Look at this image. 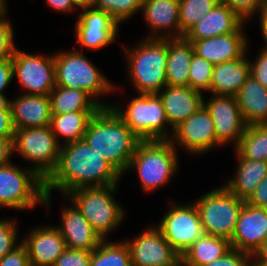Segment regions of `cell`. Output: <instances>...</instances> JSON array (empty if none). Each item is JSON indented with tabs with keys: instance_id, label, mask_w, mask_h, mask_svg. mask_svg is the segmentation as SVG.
Here are the masks:
<instances>
[{
	"instance_id": "obj_4",
	"label": "cell",
	"mask_w": 267,
	"mask_h": 266,
	"mask_svg": "<svg viewBox=\"0 0 267 266\" xmlns=\"http://www.w3.org/2000/svg\"><path fill=\"white\" fill-rule=\"evenodd\" d=\"M56 86L87 92L101 107L110 104L101 102L100 96L119 89L96 67L81 50L54 53ZM99 97V98H98Z\"/></svg>"
},
{
	"instance_id": "obj_3",
	"label": "cell",
	"mask_w": 267,
	"mask_h": 266,
	"mask_svg": "<svg viewBox=\"0 0 267 266\" xmlns=\"http://www.w3.org/2000/svg\"><path fill=\"white\" fill-rule=\"evenodd\" d=\"M122 47L136 94H158L167 85L168 39L145 37L130 48Z\"/></svg>"
},
{
	"instance_id": "obj_36",
	"label": "cell",
	"mask_w": 267,
	"mask_h": 266,
	"mask_svg": "<svg viewBox=\"0 0 267 266\" xmlns=\"http://www.w3.org/2000/svg\"><path fill=\"white\" fill-rule=\"evenodd\" d=\"M213 68L212 63L194 53L189 66L188 86L201 93L209 92Z\"/></svg>"
},
{
	"instance_id": "obj_2",
	"label": "cell",
	"mask_w": 267,
	"mask_h": 266,
	"mask_svg": "<svg viewBox=\"0 0 267 266\" xmlns=\"http://www.w3.org/2000/svg\"><path fill=\"white\" fill-rule=\"evenodd\" d=\"M83 139L122 176L141 141L111 106L101 107L92 116Z\"/></svg>"
},
{
	"instance_id": "obj_17",
	"label": "cell",
	"mask_w": 267,
	"mask_h": 266,
	"mask_svg": "<svg viewBox=\"0 0 267 266\" xmlns=\"http://www.w3.org/2000/svg\"><path fill=\"white\" fill-rule=\"evenodd\" d=\"M267 232V209L252 206L245 201L230 239L233 249L253 254L264 243Z\"/></svg>"
},
{
	"instance_id": "obj_7",
	"label": "cell",
	"mask_w": 267,
	"mask_h": 266,
	"mask_svg": "<svg viewBox=\"0 0 267 266\" xmlns=\"http://www.w3.org/2000/svg\"><path fill=\"white\" fill-rule=\"evenodd\" d=\"M112 109L141 140H169L172 128L167 121L163 103L158 94H137L126 107L117 103Z\"/></svg>"
},
{
	"instance_id": "obj_25",
	"label": "cell",
	"mask_w": 267,
	"mask_h": 266,
	"mask_svg": "<svg viewBox=\"0 0 267 266\" xmlns=\"http://www.w3.org/2000/svg\"><path fill=\"white\" fill-rule=\"evenodd\" d=\"M249 76L250 63L245 53L241 58L214 65L209 92L235 97Z\"/></svg>"
},
{
	"instance_id": "obj_28",
	"label": "cell",
	"mask_w": 267,
	"mask_h": 266,
	"mask_svg": "<svg viewBox=\"0 0 267 266\" xmlns=\"http://www.w3.org/2000/svg\"><path fill=\"white\" fill-rule=\"evenodd\" d=\"M194 53L193 44L184 37L168 39L167 85L188 86L189 66Z\"/></svg>"
},
{
	"instance_id": "obj_49",
	"label": "cell",
	"mask_w": 267,
	"mask_h": 266,
	"mask_svg": "<svg viewBox=\"0 0 267 266\" xmlns=\"http://www.w3.org/2000/svg\"><path fill=\"white\" fill-rule=\"evenodd\" d=\"M253 266H265L267 264V243L261 247L252 256Z\"/></svg>"
},
{
	"instance_id": "obj_9",
	"label": "cell",
	"mask_w": 267,
	"mask_h": 266,
	"mask_svg": "<svg viewBox=\"0 0 267 266\" xmlns=\"http://www.w3.org/2000/svg\"><path fill=\"white\" fill-rule=\"evenodd\" d=\"M205 193L193 203L198 209L204 233L231 239L244 200L225 185Z\"/></svg>"
},
{
	"instance_id": "obj_14",
	"label": "cell",
	"mask_w": 267,
	"mask_h": 266,
	"mask_svg": "<svg viewBox=\"0 0 267 266\" xmlns=\"http://www.w3.org/2000/svg\"><path fill=\"white\" fill-rule=\"evenodd\" d=\"M124 241L130 251L132 266H171L181 258L155 225Z\"/></svg>"
},
{
	"instance_id": "obj_19",
	"label": "cell",
	"mask_w": 267,
	"mask_h": 266,
	"mask_svg": "<svg viewBox=\"0 0 267 266\" xmlns=\"http://www.w3.org/2000/svg\"><path fill=\"white\" fill-rule=\"evenodd\" d=\"M244 22L235 32L212 38L190 41L195 54L213 65L241 58L248 51V39L244 31Z\"/></svg>"
},
{
	"instance_id": "obj_18",
	"label": "cell",
	"mask_w": 267,
	"mask_h": 266,
	"mask_svg": "<svg viewBox=\"0 0 267 266\" xmlns=\"http://www.w3.org/2000/svg\"><path fill=\"white\" fill-rule=\"evenodd\" d=\"M28 232L21 241L27 249L30 266H54L67 248L60 231L55 225H41Z\"/></svg>"
},
{
	"instance_id": "obj_44",
	"label": "cell",
	"mask_w": 267,
	"mask_h": 266,
	"mask_svg": "<svg viewBox=\"0 0 267 266\" xmlns=\"http://www.w3.org/2000/svg\"><path fill=\"white\" fill-rule=\"evenodd\" d=\"M11 108L8 101L0 102V137H14Z\"/></svg>"
},
{
	"instance_id": "obj_8",
	"label": "cell",
	"mask_w": 267,
	"mask_h": 266,
	"mask_svg": "<svg viewBox=\"0 0 267 266\" xmlns=\"http://www.w3.org/2000/svg\"><path fill=\"white\" fill-rule=\"evenodd\" d=\"M45 181L30 167L0 165V208L28 210L44 205Z\"/></svg>"
},
{
	"instance_id": "obj_12",
	"label": "cell",
	"mask_w": 267,
	"mask_h": 266,
	"mask_svg": "<svg viewBox=\"0 0 267 266\" xmlns=\"http://www.w3.org/2000/svg\"><path fill=\"white\" fill-rule=\"evenodd\" d=\"M169 210L156 227L171 247L182 255L205 233L195 204L169 202Z\"/></svg>"
},
{
	"instance_id": "obj_10",
	"label": "cell",
	"mask_w": 267,
	"mask_h": 266,
	"mask_svg": "<svg viewBox=\"0 0 267 266\" xmlns=\"http://www.w3.org/2000/svg\"><path fill=\"white\" fill-rule=\"evenodd\" d=\"M12 146L13 153L33 163L31 169L44 181L56 169L61 145L50 125L15 130Z\"/></svg>"
},
{
	"instance_id": "obj_54",
	"label": "cell",
	"mask_w": 267,
	"mask_h": 266,
	"mask_svg": "<svg viewBox=\"0 0 267 266\" xmlns=\"http://www.w3.org/2000/svg\"><path fill=\"white\" fill-rule=\"evenodd\" d=\"M264 3V6L267 7V0H262Z\"/></svg>"
},
{
	"instance_id": "obj_39",
	"label": "cell",
	"mask_w": 267,
	"mask_h": 266,
	"mask_svg": "<svg viewBox=\"0 0 267 266\" xmlns=\"http://www.w3.org/2000/svg\"><path fill=\"white\" fill-rule=\"evenodd\" d=\"M14 29L7 18L0 21V61L12 60L17 46L14 43Z\"/></svg>"
},
{
	"instance_id": "obj_29",
	"label": "cell",
	"mask_w": 267,
	"mask_h": 266,
	"mask_svg": "<svg viewBox=\"0 0 267 266\" xmlns=\"http://www.w3.org/2000/svg\"><path fill=\"white\" fill-rule=\"evenodd\" d=\"M231 249L229 239L204 234L181 255V258L187 266H205L223 257Z\"/></svg>"
},
{
	"instance_id": "obj_23",
	"label": "cell",
	"mask_w": 267,
	"mask_h": 266,
	"mask_svg": "<svg viewBox=\"0 0 267 266\" xmlns=\"http://www.w3.org/2000/svg\"><path fill=\"white\" fill-rule=\"evenodd\" d=\"M158 95L172 129L203 106V94L189 86L166 85Z\"/></svg>"
},
{
	"instance_id": "obj_41",
	"label": "cell",
	"mask_w": 267,
	"mask_h": 266,
	"mask_svg": "<svg viewBox=\"0 0 267 266\" xmlns=\"http://www.w3.org/2000/svg\"><path fill=\"white\" fill-rule=\"evenodd\" d=\"M205 266H253L252 255L232 248L223 257Z\"/></svg>"
},
{
	"instance_id": "obj_52",
	"label": "cell",
	"mask_w": 267,
	"mask_h": 266,
	"mask_svg": "<svg viewBox=\"0 0 267 266\" xmlns=\"http://www.w3.org/2000/svg\"><path fill=\"white\" fill-rule=\"evenodd\" d=\"M7 0H0V21L6 19L7 9Z\"/></svg>"
},
{
	"instance_id": "obj_42",
	"label": "cell",
	"mask_w": 267,
	"mask_h": 266,
	"mask_svg": "<svg viewBox=\"0 0 267 266\" xmlns=\"http://www.w3.org/2000/svg\"><path fill=\"white\" fill-rule=\"evenodd\" d=\"M250 75L267 88V49L262 48L256 60L250 61Z\"/></svg>"
},
{
	"instance_id": "obj_47",
	"label": "cell",
	"mask_w": 267,
	"mask_h": 266,
	"mask_svg": "<svg viewBox=\"0 0 267 266\" xmlns=\"http://www.w3.org/2000/svg\"><path fill=\"white\" fill-rule=\"evenodd\" d=\"M14 137H0V165L11 161L13 154V142Z\"/></svg>"
},
{
	"instance_id": "obj_40",
	"label": "cell",
	"mask_w": 267,
	"mask_h": 266,
	"mask_svg": "<svg viewBox=\"0 0 267 266\" xmlns=\"http://www.w3.org/2000/svg\"><path fill=\"white\" fill-rule=\"evenodd\" d=\"M92 251L66 250L57 258L54 266H89Z\"/></svg>"
},
{
	"instance_id": "obj_16",
	"label": "cell",
	"mask_w": 267,
	"mask_h": 266,
	"mask_svg": "<svg viewBox=\"0 0 267 266\" xmlns=\"http://www.w3.org/2000/svg\"><path fill=\"white\" fill-rule=\"evenodd\" d=\"M203 105L214 122L217 142L223 146L228 143L236 147L245 131L246 124L242 119L236 97L211 95Z\"/></svg>"
},
{
	"instance_id": "obj_38",
	"label": "cell",
	"mask_w": 267,
	"mask_h": 266,
	"mask_svg": "<svg viewBox=\"0 0 267 266\" xmlns=\"http://www.w3.org/2000/svg\"><path fill=\"white\" fill-rule=\"evenodd\" d=\"M228 5L245 22L265 9L262 0H220Z\"/></svg>"
},
{
	"instance_id": "obj_48",
	"label": "cell",
	"mask_w": 267,
	"mask_h": 266,
	"mask_svg": "<svg viewBox=\"0 0 267 266\" xmlns=\"http://www.w3.org/2000/svg\"><path fill=\"white\" fill-rule=\"evenodd\" d=\"M48 6L59 13H72L76 8L71 0H45Z\"/></svg>"
},
{
	"instance_id": "obj_55",
	"label": "cell",
	"mask_w": 267,
	"mask_h": 266,
	"mask_svg": "<svg viewBox=\"0 0 267 266\" xmlns=\"http://www.w3.org/2000/svg\"><path fill=\"white\" fill-rule=\"evenodd\" d=\"M264 243H267V232H266V235H265V238H264Z\"/></svg>"
},
{
	"instance_id": "obj_11",
	"label": "cell",
	"mask_w": 267,
	"mask_h": 266,
	"mask_svg": "<svg viewBox=\"0 0 267 266\" xmlns=\"http://www.w3.org/2000/svg\"><path fill=\"white\" fill-rule=\"evenodd\" d=\"M12 66L23 94L49 96L56 86L54 54H29L16 48Z\"/></svg>"
},
{
	"instance_id": "obj_45",
	"label": "cell",
	"mask_w": 267,
	"mask_h": 266,
	"mask_svg": "<svg viewBox=\"0 0 267 266\" xmlns=\"http://www.w3.org/2000/svg\"><path fill=\"white\" fill-rule=\"evenodd\" d=\"M13 78L12 60L0 61V102L9 100L4 92Z\"/></svg>"
},
{
	"instance_id": "obj_13",
	"label": "cell",
	"mask_w": 267,
	"mask_h": 266,
	"mask_svg": "<svg viewBox=\"0 0 267 266\" xmlns=\"http://www.w3.org/2000/svg\"><path fill=\"white\" fill-rule=\"evenodd\" d=\"M171 133L169 141L172 145L176 149L181 147L192 155H201L210 152L215 146H221L217 142L212 117L204 105L177 125Z\"/></svg>"
},
{
	"instance_id": "obj_1",
	"label": "cell",
	"mask_w": 267,
	"mask_h": 266,
	"mask_svg": "<svg viewBox=\"0 0 267 266\" xmlns=\"http://www.w3.org/2000/svg\"><path fill=\"white\" fill-rule=\"evenodd\" d=\"M122 175L84 139L62 145L56 169L45 180L44 207L50 211L53 189L66 196L85 187L118 185Z\"/></svg>"
},
{
	"instance_id": "obj_34",
	"label": "cell",
	"mask_w": 267,
	"mask_h": 266,
	"mask_svg": "<svg viewBox=\"0 0 267 266\" xmlns=\"http://www.w3.org/2000/svg\"><path fill=\"white\" fill-rule=\"evenodd\" d=\"M220 0H179L180 38Z\"/></svg>"
},
{
	"instance_id": "obj_26",
	"label": "cell",
	"mask_w": 267,
	"mask_h": 266,
	"mask_svg": "<svg viewBox=\"0 0 267 266\" xmlns=\"http://www.w3.org/2000/svg\"><path fill=\"white\" fill-rule=\"evenodd\" d=\"M235 97L246 125L267 124V88L250 75Z\"/></svg>"
},
{
	"instance_id": "obj_22",
	"label": "cell",
	"mask_w": 267,
	"mask_h": 266,
	"mask_svg": "<svg viewBox=\"0 0 267 266\" xmlns=\"http://www.w3.org/2000/svg\"><path fill=\"white\" fill-rule=\"evenodd\" d=\"M244 22L228 5L219 2L183 37L188 41H196L230 34L235 32Z\"/></svg>"
},
{
	"instance_id": "obj_27",
	"label": "cell",
	"mask_w": 267,
	"mask_h": 266,
	"mask_svg": "<svg viewBox=\"0 0 267 266\" xmlns=\"http://www.w3.org/2000/svg\"><path fill=\"white\" fill-rule=\"evenodd\" d=\"M237 167L226 187L240 199L247 201L257 185L267 175V161L242 158L236 151Z\"/></svg>"
},
{
	"instance_id": "obj_5",
	"label": "cell",
	"mask_w": 267,
	"mask_h": 266,
	"mask_svg": "<svg viewBox=\"0 0 267 266\" xmlns=\"http://www.w3.org/2000/svg\"><path fill=\"white\" fill-rule=\"evenodd\" d=\"M178 160L177 149L169 140L140 141L126 172L135 170L142 190L148 193L171 181L178 171Z\"/></svg>"
},
{
	"instance_id": "obj_24",
	"label": "cell",
	"mask_w": 267,
	"mask_h": 266,
	"mask_svg": "<svg viewBox=\"0 0 267 266\" xmlns=\"http://www.w3.org/2000/svg\"><path fill=\"white\" fill-rule=\"evenodd\" d=\"M8 102L15 130L50 125L52 114L49 96L22 93Z\"/></svg>"
},
{
	"instance_id": "obj_53",
	"label": "cell",
	"mask_w": 267,
	"mask_h": 266,
	"mask_svg": "<svg viewBox=\"0 0 267 266\" xmlns=\"http://www.w3.org/2000/svg\"><path fill=\"white\" fill-rule=\"evenodd\" d=\"M171 266H187L185 264V262L182 260V258H180L175 264L171 265Z\"/></svg>"
},
{
	"instance_id": "obj_30",
	"label": "cell",
	"mask_w": 267,
	"mask_h": 266,
	"mask_svg": "<svg viewBox=\"0 0 267 266\" xmlns=\"http://www.w3.org/2000/svg\"><path fill=\"white\" fill-rule=\"evenodd\" d=\"M97 111H77L52 114L50 127L58 143L62 146L83 139L89 121ZM64 138V142H60Z\"/></svg>"
},
{
	"instance_id": "obj_33",
	"label": "cell",
	"mask_w": 267,
	"mask_h": 266,
	"mask_svg": "<svg viewBox=\"0 0 267 266\" xmlns=\"http://www.w3.org/2000/svg\"><path fill=\"white\" fill-rule=\"evenodd\" d=\"M89 266H132L131 255L125 241L103 240L92 251Z\"/></svg>"
},
{
	"instance_id": "obj_31",
	"label": "cell",
	"mask_w": 267,
	"mask_h": 266,
	"mask_svg": "<svg viewBox=\"0 0 267 266\" xmlns=\"http://www.w3.org/2000/svg\"><path fill=\"white\" fill-rule=\"evenodd\" d=\"M51 114L98 111L101 106L85 91L55 86L49 94Z\"/></svg>"
},
{
	"instance_id": "obj_32",
	"label": "cell",
	"mask_w": 267,
	"mask_h": 266,
	"mask_svg": "<svg viewBox=\"0 0 267 266\" xmlns=\"http://www.w3.org/2000/svg\"><path fill=\"white\" fill-rule=\"evenodd\" d=\"M235 151L244 159L267 161V124L247 125Z\"/></svg>"
},
{
	"instance_id": "obj_37",
	"label": "cell",
	"mask_w": 267,
	"mask_h": 266,
	"mask_svg": "<svg viewBox=\"0 0 267 266\" xmlns=\"http://www.w3.org/2000/svg\"><path fill=\"white\" fill-rule=\"evenodd\" d=\"M17 228L16 220L0 219V258L10 253L19 242H22L18 239Z\"/></svg>"
},
{
	"instance_id": "obj_46",
	"label": "cell",
	"mask_w": 267,
	"mask_h": 266,
	"mask_svg": "<svg viewBox=\"0 0 267 266\" xmlns=\"http://www.w3.org/2000/svg\"><path fill=\"white\" fill-rule=\"evenodd\" d=\"M255 207L266 208L267 209V175L266 177L257 185L254 193L246 201Z\"/></svg>"
},
{
	"instance_id": "obj_51",
	"label": "cell",
	"mask_w": 267,
	"mask_h": 266,
	"mask_svg": "<svg viewBox=\"0 0 267 266\" xmlns=\"http://www.w3.org/2000/svg\"><path fill=\"white\" fill-rule=\"evenodd\" d=\"M73 6L78 9H88L93 7L94 0H71Z\"/></svg>"
},
{
	"instance_id": "obj_50",
	"label": "cell",
	"mask_w": 267,
	"mask_h": 266,
	"mask_svg": "<svg viewBox=\"0 0 267 266\" xmlns=\"http://www.w3.org/2000/svg\"><path fill=\"white\" fill-rule=\"evenodd\" d=\"M259 25H260V29H261V36L264 39V44L263 47L264 49H267V7H265V9H263L259 14Z\"/></svg>"
},
{
	"instance_id": "obj_21",
	"label": "cell",
	"mask_w": 267,
	"mask_h": 266,
	"mask_svg": "<svg viewBox=\"0 0 267 266\" xmlns=\"http://www.w3.org/2000/svg\"><path fill=\"white\" fill-rule=\"evenodd\" d=\"M60 217L61 223L55 227L68 249L93 251L103 241L73 202L61 210Z\"/></svg>"
},
{
	"instance_id": "obj_20",
	"label": "cell",
	"mask_w": 267,
	"mask_h": 266,
	"mask_svg": "<svg viewBox=\"0 0 267 266\" xmlns=\"http://www.w3.org/2000/svg\"><path fill=\"white\" fill-rule=\"evenodd\" d=\"M141 13L151 32L147 38H180L179 0H143Z\"/></svg>"
},
{
	"instance_id": "obj_15",
	"label": "cell",
	"mask_w": 267,
	"mask_h": 266,
	"mask_svg": "<svg viewBox=\"0 0 267 266\" xmlns=\"http://www.w3.org/2000/svg\"><path fill=\"white\" fill-rule=\"evenodd\" d=\"M119 24L111 15L102 10L84 9L78 16L75 35L76 43L83 49L100 50L115 43Z\"/></svg>"
},
{
	"instance_id": "obj_35",
	"label": "cell",
	"mask_w": 267,
	"mask_h": 266,
	"mask_svg": "<svg viewBox=\"0 0 267 266\" xmlns=\"http://www.w3.org/2000/svg\"><path fill=\"white\" fill-rule=\"evenodd\" d=\"M143 0H94L93 8L111 15L119 24L141 12Z\"/></svg>"
},
{
	"instance_id": "obj_43",
	"label": "cell",
	"mask_w": 267,
	"mask_h": 266,
	"mask_svg": "<svg viewBox=\"0 0 267 266\" xmlns=\"http://www.w3.org/2000/svg\"><path fill=\"white\" fill-rule=\"evenodd\" d=\"M0 266H30L25 245L20 242L10 253L0 258Z\"/></svg>"
},
{
	"instance_id": "obj_6",
	"label": "cell",
	"mask_w": 267,
	"mask_h": 266,
	"mask_svg": "<svg viewBox=\"0 0 267 266\" xmlns=\"http://www.w3.org/2000/svg\"><path fill=\"white\" fill-rule=\"evenodd\" d=\"M117 187H85L72 190L65 196L78 207L102 240H108V235L125 219V210L114 197Z\"/></svg>"
}]
</instances>
